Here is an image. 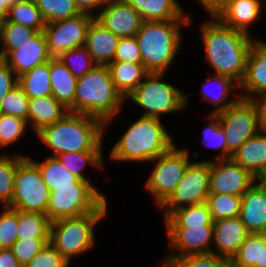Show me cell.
Instances as JSON below:
<instances>
[{
  "label": "cell",
  "instance_id": "1",
  "mask_svg": "<svg viewBox=\"0 0 266 267\" xmlns=\"http://www.w3.org/2000/svg\"><path fill=\"white\" fill-rule=\"evenodd\" d=\"M209 15L212 18L200 26L207 65L214 74L230 77L240 84L246 72V61L254 38L222 24L211 13Z\"/></svg>",
  "mask_w": 266,
  "mask_h": 267
},
{
  "label": "cell",
  "instance_id": "2",
  "mask_svg": "<svg viewBox=\"0 0 266 267\" xmlns=\"http://www.w3.org/2000/svg\"><path fill=\"white\" fill-rule=\"evenodd\" d=\"M105 124L91 116L68 113L62 120L42 128L36 136L56 157L67 152L102 151Z\"/></svg>",
  "mask_w": 266,
  "mask_h": 267
},
{
  "label": "cell",
  "instance_id": "3",
  "mask_svg": "<svg viewBox=\"0 0 266 267\" xmlns=\"http://www.w3.org/2000/svg\"><path fill=\"white\" fill-rule=\"evenodd\" d=\"M126 101L116 90L106 65H97L77 79L74 103L69 113L99 119L107 127Z\"/></svg>",
  "mask_w": 266,
  "mask_h": 267
},
{
  "label": "cell",
  "instance_id": "4",
  "mask_svg": "<svg viewBox=\"0 0 266 267\" xmlns=\"http://www.w3.org/2000/svg\"><path fill=\"white\" fill-rule=\"evenodd\" d=\"M174 145L173 136L159 118L140 116L115 143L110 156L117 162H149Z\"/></svg>",
  "mask_w": 266,
  "mask_h": 267
},
{
  "label": "cell",
  "instance_id": "5",
  "mask_svg": "<svg viewBox=\"0 0 266 267\" xmlns=\"http://www.w3.org/2000/svg\"><path fill=\"white\" fill-rule=\"evenodd\" d=\"M192 20L143 21L135 35L142 62L149 73H166L182 44V26Z\"/></svg>",
  "mask_w": 266,
  "mask_h": 267
},
{
  "label": "cell",
  "instance_id": "6",
  "mask_svg": "<svg viewBox=\"0 0 266 267\" xmlns=\"http://www.w3.org/2000/svg\"><path fill=\"white\" fill-rule=\"evenodd\" d=\"M108 201L92 183L55 186L50 192L46 215L50 222L88 213H107Z\"/></svg>",
  "mask_w": 266,
  "mask_h": 267
},
{
  "label": "cell",
  "instance_id": "7",
  "mask_svg": "<svg viewBox=\"0 0 266 267\" xmlns=\"http://www.w3.org/2000/svg\"><path fill=\"white\" fill-rule=\"evenodd\" d=\"M166 73H149L126 99L144 109L141 116L160 117L180 112L188 106V97L177 86L162 81Z\"/></svg>",
  "mask_w": 266,
  "mask_h": 267
},
{
  "label": "cell",
  "instance_id": "8",
  "mask_svg": "<svg viewBox=\"0 0 266 267\" xmlns=\"http://www.w3.org/2000/svg\"><path fill=\"white\" fill-rule=\"evenodd\" d=\"M107 213H88L51 222L49 243L69 262L93 248L95 228Z\"/></svg>",
  "mask_w": 266,
  "mask_h": 267
},
{
  "label": "cell",
  "instance_id": "9",
  "mask_svg": "<svg viewBox=\"0 0 266 267\" xmlns=\"http://www.w3.org/2000/svg\"><path fill=\"white\" fill-rule=\"evenodd\" d=\"M50 192L38 166L31 157H25L17 166L14 192L11 203L7 207L46 214Z\"/></svg>",
  "mask_w": 266,
  "mask_h": 267
},
{
  "label": "cell",
  "instance_id": "10",
  "mask_svg": "<svg viewBox=\"0 0 266 267\" xmlns=\"http://www.w3.org/2000/svg\"><path fill=\"white\" fill-rule=\"evenodd\" d=\"M187 148L178 149L176 144L161 156L149 161L154 169L145 181V188L159 207L174 191L179 181L184 177L190 161Z\"/></svg>",
  "mask_w": 266,
  "mask_h": 267
},
{
  "label": "cell",
  "instance_id": "11",
  "mask_svg": "<svg viewBox=\"0 0 266 267\" xmlns=\"http://www.w3.org/2000/svg\"><path fill=\"white\" fill-rule=\"evenodd\" d=\"M227 143V159L260 131L258 112L251 99L239 98L224 110L215 113Z\"/></svg>",
  "mask_w": 266,
  "mask_h": 267
},
{
  "label": "cell",
  "instance_id": "12",
  "mask_svg": "<svg viewBox=\"0 0 266 267\" xmlns=\"http://www.w3.org/2000/svg\"><path fill=\"white\" fill-rule=\"evenodd\" d=\"M210 160L191 162L171 195L158 207L169 216L181 207L206 202L209 194Z\"/></svg>",
  "mask_w": 266,
  "mask_h": 267
},
{
  "label": "cell",
  "instance_id": "13",
  "mask_svg": "<svg viewBox=\"0 0 266 267\" xmlns=\"http://www.w3.org/2000/svg\"><path fill=\"white\" fill-rule=\"evenodd\" d=\"M170 253L158 265L167 267L185 255L211 254L213 226H165Z\"/></svg>",
  "mask_w": 266,
  "mask_h": 267
},
{
  "label": "cell",
  "instance_id": "14",
  "mask_svg": "<svg viewBox=\"0 0 266 267\" xmlns=\"http://www.w3.org/2000/svg\"><path fill=\"white\" fill-rule=\"evenodd\" d=\"M95 18L81 13L71 18L46 23L43 33L46 37L49 53L58 58L63 53L85 45L88 27Z\"/></svg>",
  "mask_w": 266,
  "mask_h": 267
},
{
  "label": "cell",
  "instance_id": "15",
  "mask_svg": "<svg viewBox=\"0 0 266 267\" xmlns=\"http://www.w3.org/2000/svg\"><path fill=\"white\" fill-rule=\"evenodd\" d=\"M256 177L232 158L210 160L209 194L242 196Z\"/></svg>",
  "mask_w": 266,
  "mask_h": 267
},
{
  "label": "cell",
  "instance_id": "16",
  "mask_svg": "<svg viewBox=\"0 0 266 267\" xmlns=\"http://www.w3.org/2000/svg\"><path fill=\"white\" fill-rule=\"evenodd\" d=\"M262 8L266 10V0H222L211 14L222 24L251 36L249 28L260 19Z\"/></svg>",
  "mask_w": 266,
  "mask_h": 267
},
{
  "label": "cell",
  "instance_id": "17",
  "mask_svg": "<svg viewBox=\"0 0 266 267\" xmlns=\"http://www.w3.org/2000/svg\"><path fill=\"white\" fill-rule=\"evenodd\" d=\"M239 89L242 93L239 95L244 99H252L266 93V41L260 38H255L251 45L246 61V72Z\"/></svg>",
  "mask_w": 266,
  "mask_h": 267
},
{
  "label": "cell",
  "instance_id": "18",
  "mask_svg": "<svg viewBox=\"0 0 266 267\" xmlns=\"http://www.w3.org/2000/svg\"><path fill=\"white\" fill-rule=\"evenodd\" d=\"M51 59L43 31L38 32L30 41L20 44L3 58L17 77Z\"/></svg>",
  "mask_w": 266,
  "mask_h": 267
},
{
  "label": "cell",
  "instance_id": "19",
  "mask_svg": "<svg viewBox=\"0 0 266 267\" xmlns=\"http://www.w3.org/2000/svg\"><path fill=\"white\" fill-rule=\"evenodd\" d=\"M249 234L239 216L214 221L212 254L232 259Z\"/></svg>",
  "mask_w": 266,
  "mask_h": 267
},
{
  "label": "cell",
  "instance_id": "20",
  "mask_svg": "<svg viewBox=\"0 0 266 267\" xmlns=\"http://www.w3.org/2000/svg\"><path fill=\"white\" fill-rule=\"evenodd\" d=\"M95 19L119 38L135 36L143 22L140 14L125 0L102 8Z\"/></svg>",
  "mask_w": 266,
  "mask_h": 267
},
{
  "label": "cell",
  "instance_id": "21",
  "mask_svg": "<svg viewBox=\"0 0 266 267\" xmlns=\"http://www.w3.org/2000/svg\"><path fill=\"white\" fill-rule=\"evenodd\" d=\"M240 219L250 233L266 234V187L254 183L241 196Z\"/></svg>",
  "mask_w": 266,
  "mask_h": 267
},
{
  "label": "cell",
  "instance_id": "22",
  "mask_svg": "<svg viewBox=\"0 0 266 267\" xmlns=\"http://www.w3.org/2000/svg\"><path fill=\"white\" fill-rule=\"evenodd\" d=\"M119 39L94 18L88 27L84 46L97 65L107 66L113 62Z\"/></svg>",
  "mask_w": 266,
  "mask_h": 267
},
{
  "label": "cell",
  "instance_id": "23",
  "mask_svg": "<svg viewBox=\"0 0 266 267\" xmlns=\"http://www.w3.org/2000/svg\"><path fill=\"white\" fill-rule=\"evenodd\" d=\"M69 110L52 95L30 98L28 104V125L37 133L42 128L62 120Z\"/></svg>",
  "mask_w": 266,
  "mask_h": 267
},
{
  "label": "cell",
  "instance_id": "24",
  "mask_svg": "<svg viewBox=\"0 0 266 267\" xmlns=\"http://www.w3.org/2000/svg\"><path fill=\"white\" fill-rule=\"evenodd\" d=\"M143 21L190 20L177 0H125Z\"/></svg>",
  "mask_w": 266,
  "mask_h": 267
},
{
  "label": "cell",
  "instance_id": "25",
  "mask_svg": "<svg viewBox=\"0 0 266 267\" xmlns=\"http://www.w3.org/2000/svg\"><path fill=\"white\" fill-rule=\"evenodd\" d=\"M107 67L116 90L125 100L149 74L143 63L113 61Z\"/></svg>",
  "mask_w": 266,
  "mask_h": 267
},
{
  "label": "cell",
  "instance_id": "26",
  "mask_svg": "<svg viewBox=\"0 0 266 267\" xmlns=\"http://www.w3.org/2000/svg\"><path fill=\"white\" fill-rule=\"evenodd\" d=\"M211 85L214 86V89L216 88V92L211 89L212 87H210L212 91L209 89V86ZM201 88V101H206L209 104L212 103L213 106H216L215 109H213V111L211 110L209 113H217L224 110L240 98V95L237 94L235 98L228 100V96L230 97L232 91L239 90V84L227 76L212 74L211 77H208L205 83L203 82ZM211 92L213 93L211 94Z\"/></svg>",
  "mask_w": 266,
  "mask_h": 267
},
{
  "label": "cell",
  "instance_id": "27",
  "mask_svg": "<svg viewBox=\"0 0 266 267\" xmlns=\"http://www.w3.org/2000/svg\"><path fill=\"white\" fill-rule=\"evenodd\" d=\"M51 95L67 109L74 103L77 78L59 58L50 60Z\"/></svg>",
  "mask_w": 266,
  "mask_h": 267
},
{
  "label": "cell",
  "instance_id": "28",
  "mask_svg": "<svg viewBox=\"0 0 266 267\" xmlns=\"http://www.w3.org/2000/svg\"><path fill=\"white\" fill-rule=\"evenodd\" d=\"M232 159L256 177L266 165V132L260 131L248 139L232 155Z\"/></svg>",
  "mask_w": 266,
  "mask_h": 267
},
{
  "label": "cell",
  "instance_id": "29",
  "mask_svg": "<svg viewBox=\"0 0 266 267\" xmlns=\"http://www.w3.org/2000/svg\"><path fill=\"white\" fill-rule=\"evenodd\" d=\"M18 84L29 98L50 96V61L35 66L18 77Z\"/></svg>",
  "mask_w": 266,
  "mask_h": 267
},
{
  "label": "cell",
  "instance_id": "30",
  "mask_svg": "<svg viewBox=\"0 0 266 267\" xmlns=\"http://www.w3.org/2000/svg\"><path fill=\"white\" fill-rule=\"evenodd\" d=\"M39 168L43 181L52 191L55 186L72 185V183H90L80 180L71 173L57 157L48 156L43 161L32 160Z\"/></svg>",
  "mask_w": 266,
  "mask_h": 267
},
{
  "label": "cell",
  "instance_id": "31",
  "mask_svg": "<svg viewBox=\"0 0 266 267\" xmlns=\"http://www.w3.org/2000/svg\"><path fill=\"white\" fill-rule=\"evenodd\" d=\"M164 220L165 226H213L206 202L176 209Z\"/></svg>",
  "mask_w": 266,
  "mask_h": 267
},
{
  "label": "cell",
  "instance_id": "32",
  "mask_svg": "<svg viewBox=\"0 0 266 267\" xmlns=\"http://www.w3.org/2000/svg\"><path fill=\"white\" fill-rule=\"evenodd\" d=\"M50 224L46 214L17 210V239L49 238Z\"/></svg>",
  "mask_w": 266,
  "mask_h": 267
},
{
  "label": "cell",
  "instance_id": "33",
  "mask_svg": "<svg viewBox=\"0 0 266 267\" xmlns=\"http://www.w3.org/2000/svg\"><path fill=\"white\" fill-rule=\"evenodd\" d=\"M39 31L24 25L7 21H0V58L3 59L10 51L20 44L30 41Z\"/></svg>",
  "mask_w": 266,
  "mask_h": 267
},
{
  "label": "cell",
  "instance_id": "34",
  "mask_svg": "<svg viewBox=\"0 0 266 267\" xmlns=\"http://www.w3.org/2000/svg\"><path fill=\"white\" fill-rule=\"evenodd\" d=\"M7 21L15 22L36 31H43L46 22L34 0H21L9 8Z\"/></svg>",
  "mask_w": 266,
  "mask_h": 267
},
{
  "label": "cell",
  "instance_id": "35",
  "mask_svg": "<svg viewBox=\"0 0 266 267\" xmlns=\"http://www.w3.org/2000/svg\"><path fill=\"white\" fill-rule=\"evenodd\" d=\"M56 157L71 173L77 176L80 180L87 182H90V180L83 174L87 164H90L96 169L104 168L102 151L67 152L59 154Z\"/></svg>",
  "mask_w": 266,
  "mask_h": 267
},
{
  "label": "cell",
  "instance_id": "36",
  "mask_svg": "<svg viewBox=\"0 0 266 267\" xmlns=\"http://www.w3.org/2000/svg\"><path fill=\"white\" fill-rule=\"evenodd\" d=\"M25 158L23 154H0V204L8 206L14 192V181L18 164Z\"/></svg>",
  "mask_w": 266,
  "mask_h": 267
},
{
  "label": "cell",
  "instance_id": "37",
  "mask_svg": "<svg viewBox=\"0 0 266 267\" xmlns=\"http://www.w3.org/2000/svg\"><path fill=\"white\" fill-rule=\"evenodd\" d=\"M265 242L266 234L250 233L231 259L233 267H260L261 245Z\"/></svg>",
  "mask_w": 266,
  "mask_h": 267
},
{
  "label": "cell",
  "instance_id": "38",
  "mask_svg": "<svg viewBox=\"0 0 266 267\" xmlns=\"http://www.w3.org/2000/svg\"><path fill=\"white\" fill-rule=\"evenodd\" d=\"M206 204L212 221L238 217L241 209V196L227 194H208Z\"/></svg>",
  "mask_w": 266,
  "mask_h": 267
},
{
  "label": "cell",
  "instance_id": "39",
  "mask_svg": "<svg viewBox=\"0 0 266 267\" xmlns=\"http://www.w3.org/2000/svg\"><path fill=\"white\" fill-rule=\"evenodd\" d=\"M46 23L81 14L74 0H34Z\"/></svg>",
  "mask_w": 266,
  "mask_h": 267
},
{
  "label": "cell",
  "instance_id": "40",
  "mask_svg": "<svg viewBox=\"0 0 266 267\" xmlns=\"http://www.w3.org/2000/svg\"><path fill=\"white\" fill-rule=\"evenodd\" d=\"M58 58L77 79L97 66L85 46L68 50Z\"/></svg>",
  "mask_w": 266,
  "mask_h": 267
},
{
  "label": "cell",
  "instance_id": "41",
  "mask_svg": "<svg viewBox=\"0 0 266 267\" xmlns=\"http://www.w3.org/2000/svg\"><path fill=\"white\" fill-rule=\"evenodd\" d=\"M29 99L22 87L17 84L0 101V114L27 120Z\"/></svg>",
  "mask_w": 266,
  "mask_h": 267
},
{
  "label": "cell",
  "instance_id": "42",
  "mask_svg": "<svg viewBox=\"0 0 266 267\" xmlns=\"http://www.w3.org/2000/svg\"><path fill=\"white\" fill-rule=\"evenodd\" d=\"M209 124L203 129V141L206 147H212L218 150V155L214 160L227 159V143L226 136L222 127L220 126V121L215 113H208ZM205 139V140H204ZM221 151V152H220Z\"/></svg>",
  "mask_w": 266,
  "mask_h": 267
},
{
  "label": "cell",
  "instance_id": "43",
  "mask_svg": "<svg viewBox=\"0 0 266 267\" xmlns=\"http://www.w3.org/2000/svg\"><path fill=\"white\" fill-rule=\"evenodd\" d=\"M28 122L16 116L0 114V148L16 143L27 130Z\"/></svg>",
  "mask_w": 266,
  "mask_h": 267
},
{
  "label": "cell",
  "instance_id": "44",
  "mask_svg": "<svg viewBox=\"0 0 266 267\" xmlns=\"http://www.w3.org/2000/svg\"><path fill=\"white\" fill-rule=\"evenodd\" d=\"M167 267H233V265L231 259L211 253L175 258Z\"/></svg>",
  "mask_w": 266,
  "mask_h": 267
},
{
  "label": "cell",
  "instance_id": "45",
  "mask_svg": "<svg viewBox=\"0 0 266 267\" xmlns=\"http://www.w3.org/2000/svg\"><path fill=\"white\" fill-rule=\"evenodd\" d=\"M3 208L0 213V249L11 248L17 240V210Z\"/></svg>",
  "mask_w": 266,
  "mask_h": 267
},
{
  "label": "cell",
  "instance_id": "46",
  "mask_svg": "<svg viewBox=\"0 0 266 267\" xmlns=\"http://www.w3.org/2000/svg\"><path fill=\"white\" fill-rule=\"evenodd\" d=\"M47 243H49V238L17 239L13 243L11 250L19 263L24 266L37 255Z\"/></svg>",
  "mask_w": 266,
  "mask_h": 267
},
{
  "label": "cell",
  "instance_id": "47",
  "mask_svg": "<svg viewBox=\"0 0 266 267\" xmlns=\"http://www.w3.org/2000/svg\"><path fill=\"white\" fill-rule=\"evenodd\" d=\"M70 262L50 243L22 267H69Z\"/></svg>",
  "mask_w": 266,
  "mask_h": 267
},
{
  "label": "cell",
  "instance_id": "48",
  "mask_svg": "<svg viewBox=\"0 0 266 267\" xmlns=\"http://www.w3.org/2000/svg\"><path fill=\"white\" fill-rule=\"evenodd\" d=\"M113 61L143 63L135 36L119 39Z\"/></svg>",
  "mask_w": 266,
  "mask_h": 267
},
{
  "label": "cell",
  "instance_id": "49",
  "mask_svg": "<svg viewBox=\"0 0 266 267\" xmlns=\"http://www.w3.org/2000/svg\"><path fill=\"white\" fill-rule=\"evenodd\" d=\"M17 84L18 77L15 72L0 58V101Z\"/></svg>",
  "mask_w": 266,
  "mask_h": 267
},
{
  "label": "cell",
  "instance_id": "50",
  "mask_svg": "<svg viewBox=\"0 0 266 267\" xmlns=\"http://www.w3.org/2000/svg\"><path fill=\"white\" fill-rule=\"evenodd\" d=\"M258 112L259 127L262 132H266V93L251 99Z\"/></svg>",
  "mask_w": 266,
  "mask_h": 267
},
{
  "label": "cell",
  "instance_id": "51",
  "mask_svg": "<svg viewBox=\"0 0 266 267\" xmlns=\"http://www.w3.org/2000/svg\"><path fill=\"white\" fill-rule=\"evenodd\" d=\"M74 3L81 13L90 14L92 16H96L101 10L98 5V0H74ZM93 12L96 13L94 14Z\"/></svg>",
  "mask_w": 266,
  "mask_h": 267
},
{
  "label": "cell",
  "instance_id": "52",
  "mask_svg": "<svg viewBox=\"0 0 266 267\" xmlns=\"http://www.w3.org/2000/svg\"><path fill=\"white\" fill-rule=\"evenodd\" d=\"M0 267H22L11 248L0 249Z\"/></svg>",
  "mask_w": 266,
  "mask_h": 267
},
{
  "label": "cell",
  "instance_id": "53",
  "mask_svg": "<svg viewBox=\"0 0 266 267\" xmlns=\"http://www.w3.org/2000/svg\"><path fill=\"white\" fill-rule=\"evenodd\" d=\"M21 0H0V21L7 18L9 8Z\"/></svg>",
  "mask_w": 266,
  "mask_h": 267
},
{
  "label": "cell",
  "instance_id": "54",
  "mask_svg": "<svg viewBox=\"0 0 266 267\" xmlns=\"http://www.w3.org/2000/svg\"><path fill=\"white\" fill-rule=\"evenodd\" d=\"M201 4L203 9L207 11V13H211L220 3L222 0H196Z\"/></svg>",
  "mask_w": 266,
  "mask_h": 267
},
{
  "label": "cell",
  "instance_id": "55",
  "mask_svg": "<svg viewBox=\"0 0 266 267\" xmlns=\"http://www.w3.org/2000/svg\"><path fill=\"white\" fill-rule=\"evenodd\" d=\"M256 183L266 187V165L263 167V169L256 176Z\"/></svg>",
  "mask_w": 266,
  "mask_h": 267
},
{
  "label": "cell",
  "instance_id": "56",
  "mask_svg": "<svg viewBox=\"0 0 266 267\" xmlns=\"http://www.w3.org/2000/svg\"><path fill=\"white\" fill-rule=\"evenodd\" d=\"M122 1H124V0H98V5L102 9V8L120 3Z\"/></svg>",
  "mask_w": 266,
  "mask_h": 267
},
{
  "label": "cell",
  "instance_id": "57",
  "mask_svg": "<svg viewBox=\"0 0 266 267\" xmlns=\"http://www.w3.org/2000/svg\"><path fill=\"white\" fill-rule=\"evenodd\" d=\"M260 267H266V242L261 245Z\"/></svg>",
  "mask_w": 266,
  "mask_h": 267
}]
</instances>
